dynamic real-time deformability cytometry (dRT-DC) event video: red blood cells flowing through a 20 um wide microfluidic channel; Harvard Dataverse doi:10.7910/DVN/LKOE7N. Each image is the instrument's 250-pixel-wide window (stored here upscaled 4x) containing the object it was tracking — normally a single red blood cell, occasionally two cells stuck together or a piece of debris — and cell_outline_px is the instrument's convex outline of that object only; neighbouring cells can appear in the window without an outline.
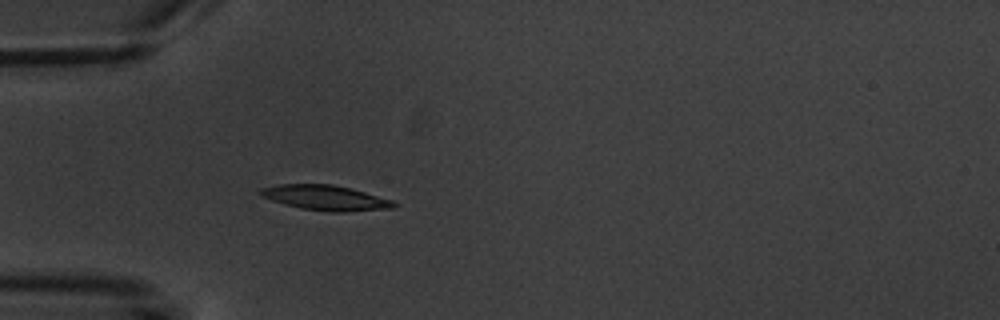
{"species": "common noctule bat (a hibernating species)", "species_latin": "Nyctalus noctula", "temperature_condition": "warm", "stored_images_in_passage": 4, "camera_frame_rate_fps": 3000, "um_per_image_px": 0.085, "animal": {"sex": "male", "body_mass_g": 20.1, "forearm_length_mm": 53.5}, "frame": {"image": 1, "passage_image": 4, "time_ms": 4.667, "image_size_px": [1000, 320], "cell_outline_px": [[400, 204], [392, 208], [344, 212], [332, 212], [300, 208], [272, 200], [264, 196], [260, 192], [260, 188], [276, 184], [332, 184], [352, 188], [392, 200]], "centroid_in_image_um": [27.72, 16.8], "position_along_channel_um": 57.3, "area_um2": 19.42}}